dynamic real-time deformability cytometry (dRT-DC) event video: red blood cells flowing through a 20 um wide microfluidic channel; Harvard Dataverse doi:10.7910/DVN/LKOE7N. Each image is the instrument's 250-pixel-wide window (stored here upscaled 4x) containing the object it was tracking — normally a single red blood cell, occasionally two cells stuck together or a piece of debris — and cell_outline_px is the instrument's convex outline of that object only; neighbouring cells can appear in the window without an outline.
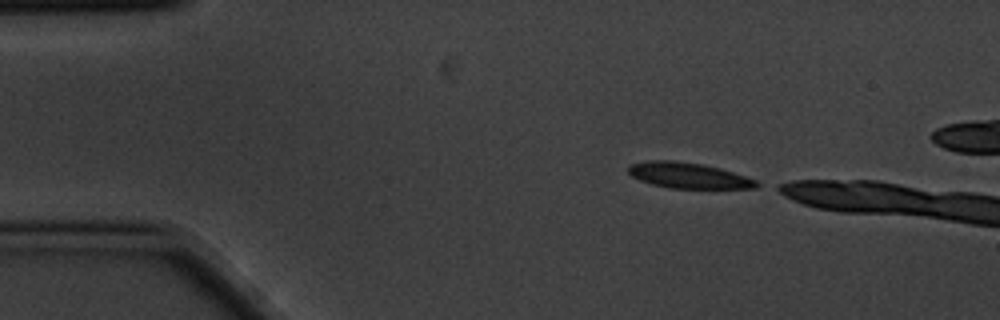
{"species": "common noctule bat (a hibernating species)", "species_latin": "Nyctalus noctula", "temperature_condition": "cold", "stored_images_in_passage": 3, "camera_frame_rate_fps": 3000, "um_per_image_px": 0.085, "animal": {"sex": "male", "body_mass_g": 20.1, "forearm_length_mm": 53.5}, "frame": {"image": 1, "passage_image": 1, "time_ms": 0.0, "image_size_px": [1000, 320], "cell_outline_px": [[764, 184], [756, 188], [672, 188], [652, 184], [640, 180], [632, 176], [628, 172], [628, 164], [652, 160], [672, 160], [700, 164], [720, 168], [756, 180]], "centroid_in_image_um": [58.52, 14.91], "position_along_channel_um": 26.5, "area_um2": 19.07}}